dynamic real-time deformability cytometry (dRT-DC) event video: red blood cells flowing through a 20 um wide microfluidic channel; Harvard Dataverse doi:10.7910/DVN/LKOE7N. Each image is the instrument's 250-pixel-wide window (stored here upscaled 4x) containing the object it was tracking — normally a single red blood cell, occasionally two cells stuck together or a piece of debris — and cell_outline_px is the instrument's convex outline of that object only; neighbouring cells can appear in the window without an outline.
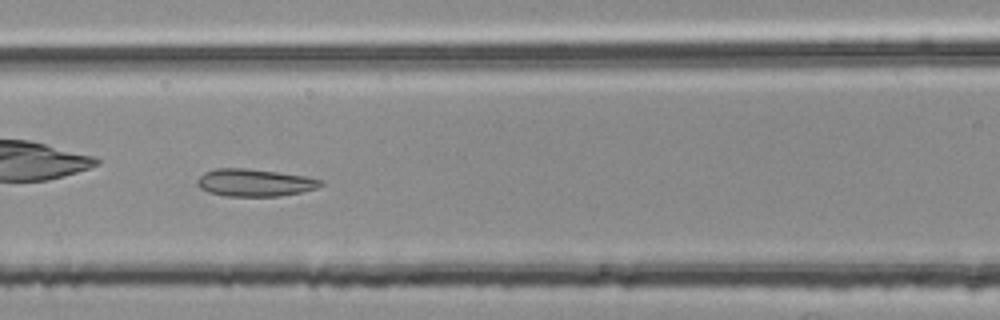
{"species": "common noctule bat (a hibernating species)", "species_latin": "Nyctalus noctula", "temperature_condition": "room temperature", "stored_images_in_passage": 6, "camera_frame_rate_fps": 3000, "um_per_image_px": 0.085, "animal": {"sex": "female", "body_mass_g": 25.1}, "frame": {"image": 1, "passage_image": 5, "time_ms": 1.333, "image_size_px": [1000, 320], "cell_outline_px": [[324, 184], [316, 188], [300, 192], [280, 196], [224, 196], [208, 192], [200, 188], [196, 184], [196, 180], [204, 172], [216, 168], [248, 168], [304, 176], [324, 180]], "centroid_in_image_um": [21.61, 15.52], "position_along_channel_um": 145.0, "area_um2": 19.77}}
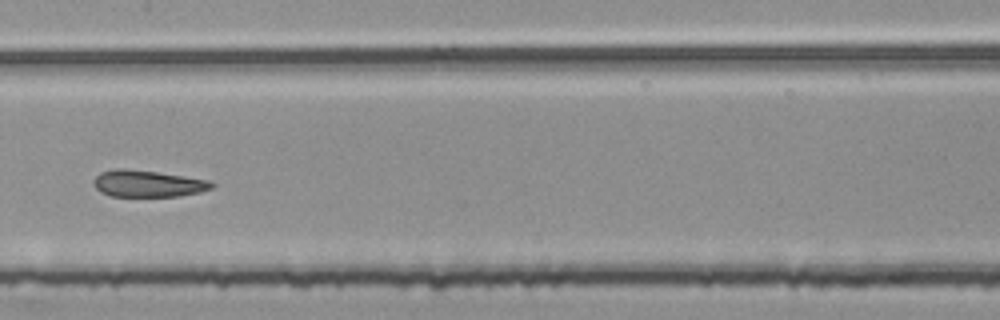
{"frame": {"image": 2, "passage_image": 6, "time_ms": 1.667, "image_size_px": [1000, 320], "cell_outline_px": [[216, 184], [212, 188], [200, 192], [180, 196], [108, 196], [100, 192], [92, 184], [92, 180], [100, 172], [116, 168], [124, 168], [156, 172], [208, 180]], "centroid_in_image_um": [12.51, 15.61], "position_along_channel_um": 194.9, "area_um2": 18.44}}